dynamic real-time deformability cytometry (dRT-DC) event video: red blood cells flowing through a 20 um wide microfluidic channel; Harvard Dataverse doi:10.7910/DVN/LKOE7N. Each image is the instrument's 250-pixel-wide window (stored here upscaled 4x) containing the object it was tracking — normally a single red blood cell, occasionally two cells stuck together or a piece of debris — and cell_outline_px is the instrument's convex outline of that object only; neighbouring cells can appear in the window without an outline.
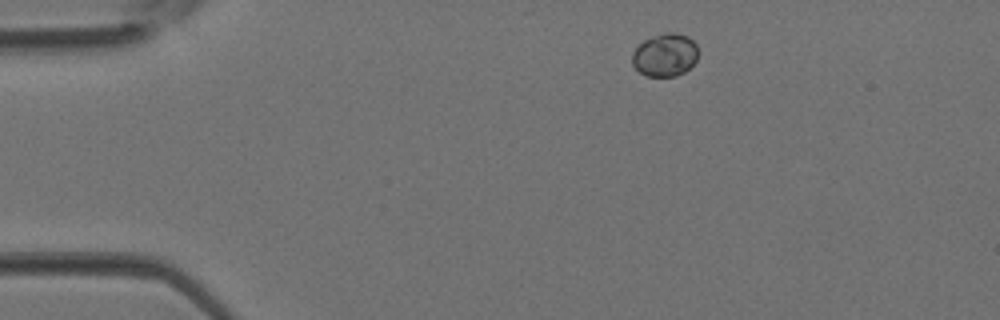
{"species": "Egyptian fruit bat (a non-hibernating species)", "species_latin": "Rousettus aegyptiacus", "temperature_condition": "room temperature", "stored_images_in_passage": 2, "camera_frame_rate_fps": 3000, "um_per_image_px": 0.085, "animal": {"sex": "female"}, "frame": {"image": 1, "passage_image": 1, "time_ms": 0.0, "image_size_px": [1000, 320], "cell_outline_px": [[700, 52], [696, 60], [684, 72], [676, 76], [648, 76], [640, 72], [632, 64], [632, 52], [644, 40], [652, 36], [664, 32], [676, 32], [688, 36], [696, 44]], "centroid_in_image_um": [56.55, 4.65], "position_along_channel_um": 28.5, "area_um2": 16.65}}